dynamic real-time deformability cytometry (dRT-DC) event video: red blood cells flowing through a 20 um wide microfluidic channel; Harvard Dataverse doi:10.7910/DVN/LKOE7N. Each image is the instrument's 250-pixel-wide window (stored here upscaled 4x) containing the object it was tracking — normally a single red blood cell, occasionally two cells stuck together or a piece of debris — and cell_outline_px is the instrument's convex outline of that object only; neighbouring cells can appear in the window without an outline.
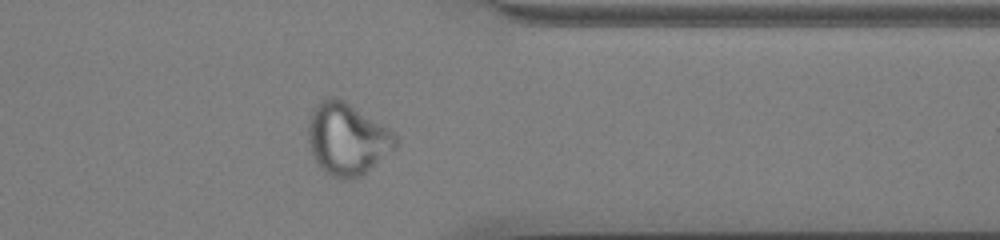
{"species": "common noctule bat (a hibernating species)", "species_latin": "Nyctalus noctula", "temperature_condition": "cold", "stored_images_in_passage": 43, "segment_of_instrument_passage": [1, 2], "camera_frame_rate_fps": 3000, "um_per_image_px": 0.085, "animal": {"sex": "male", "body_mass_g": 13.0, "forearm_length_mm": 53.1}, "frame": {"image": 1, "passage_image": 31, "time_ms": 10.0, "image_size_px": [1000, 240], "cell_outline_px": [[400, 144], [396, 148], [360, 176], [348, 180], [340, 180], [332, 176], [312, 156], [308, 140], [308, 120], [316, 104], [320, 100], [332, 96], [336, 96], [344, 100], [396, 132], [400, 140]], "centroid_in_image_um": [29.55, 11.79], "position_along_channel_um": 381.9, "area_um2": 36.88}}